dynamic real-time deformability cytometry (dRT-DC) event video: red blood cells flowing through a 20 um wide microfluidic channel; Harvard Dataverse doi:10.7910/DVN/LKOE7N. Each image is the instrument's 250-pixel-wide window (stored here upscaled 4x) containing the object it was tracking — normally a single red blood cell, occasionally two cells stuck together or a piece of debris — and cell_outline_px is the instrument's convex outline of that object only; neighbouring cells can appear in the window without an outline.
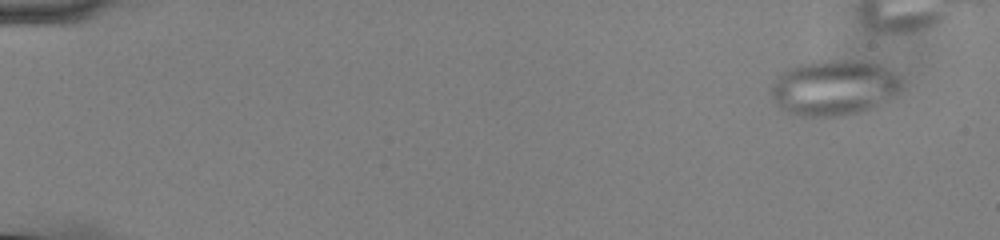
{"species": "common noctule bat (a hibernating species)", "species_latin": "Nyctalus noctula", "temperature_condition": "cold", "stored_images_in_passage": 46, "camera_frame_rate_fps": 3000, "um_per_image_px": 0.085, "animal": {"sex": "male", "body_mass_g": 13.0, "forearm_length_mm": 53.1}, "frame": {"image": 1, "passage_image": 4, "time_ms": 1.0, "image_size_px": [1000, 240], "cell_outline_px": [[900, 88], [896, 92], [876, 104], [860, 112], [840, 116], [804, 116], [780, 108], [776, 104], [772, 96], [772, 84], [784, 72], [800, 64], [820, 60], [852, 60], [876, 64], [892, 72], [900, 80]], "centroid_in_image_um": [70.84, 7.45], "position_along_channel_um": 14.2, "area_um2": 40.81}}
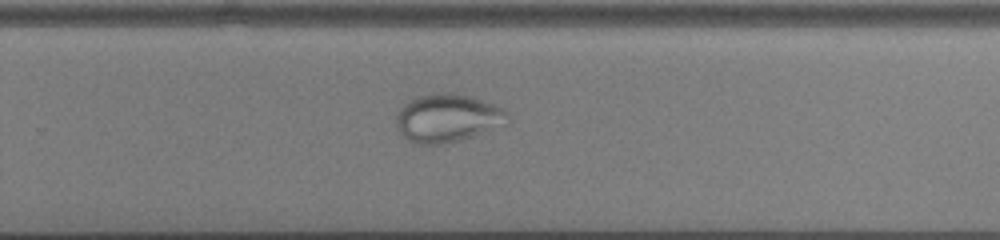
{"frame": {"image": 2, "passage_image": 38, "time_ms": 12.333, "image_size_px": [1000, 240], "cell_outline_px": [[512, 116], [508, 124], [460, 140], [440, 144], [420, 144], [408, 140], [396, 128], [396, 116], [400, 108], [408, 100], [416, 96], [440, 92], [452, 92], [468, 96], [504, 108]], "centroid_in_image_um": [38.06, 10.03], "position_along_channel_um": 291.7, "area_um2": 31.44}}
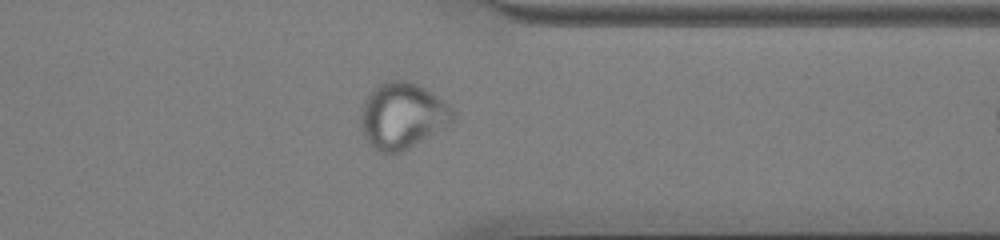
{"frame": {"image": 3, "passage_image": 45, "time_ms": 14.667, "image_size_px": [1000, 240], "cell_outline_px": [[456, 116], [452, 124], [448, 128], [408, 148], [396, 152], [380, 152], [368, 144], [364, 136], [360, 124], [360, 116], [364, 100], [368, 92], [372, 88], [384, 80], [408, 80], [424, 88], [448, 104], [456, 112]], "centroid_in_image_um": [34.21, 9.83], "position_along_channel_um": 377.2, "area_um2": 35.95}}